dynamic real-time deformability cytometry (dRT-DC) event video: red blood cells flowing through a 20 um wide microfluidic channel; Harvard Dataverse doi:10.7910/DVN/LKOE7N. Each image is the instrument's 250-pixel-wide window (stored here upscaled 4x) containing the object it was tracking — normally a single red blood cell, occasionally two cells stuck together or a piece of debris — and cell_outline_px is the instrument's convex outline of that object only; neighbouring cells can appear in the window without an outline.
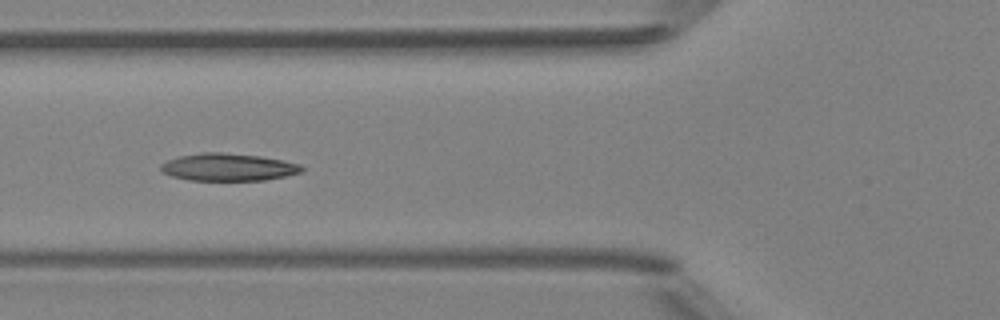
{"species": "Egyptian fruit bat (a non-hibernating species)", "species_latin": "Rousettus aegyptiacus", "temperature_condition": "room temperature", "stored_images_in_passage": 9, "camera_frame_rate_fps": 3000, "um_per_image_px": 0.085, "animal": {"sex": "female"}, "frame": {"image": 1, "passage_image": 6, "time_ms": 5.667, "image_size_px": [1000, 320], "cell_outline_px": [[304, 168], [300, 172], [284, 176], [264, 180], [188, 180], [172, 176], [164, 172], [160, 168], [160, 164], [168, 160], [180, 156], [200, 152], [220, 152], [260, 156], [284, 160], [300, 164]], "centroid_in_image_um": [19.39, 14.2], "position_along_channel_um": 106.4, "area_um2": 22.43}}
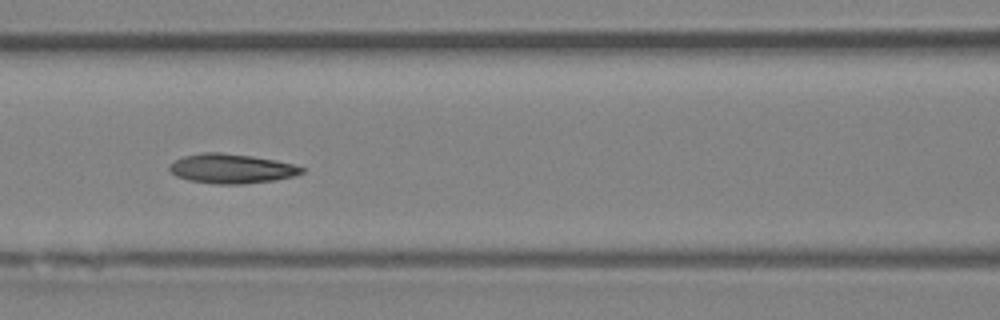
{"frame": {"image": 2, "passage_image": 7, "time_ms": 6.667, "image_size_px": [1000, 320], "cell_outline_px": [[304, 172], [296, 176], [272, 180], [244, 184], [216, 184], [188, 180], [176, 176], [168, 168], [168, 164], [184, 156], [204, 152], [220, 152], [252, 156], [276, 160], [292, 164], [304, 168]], "centroid_in_image_um": [19.67, 14.33], "position_along_channel_um": 146.9, "area_um2": 22.72}}
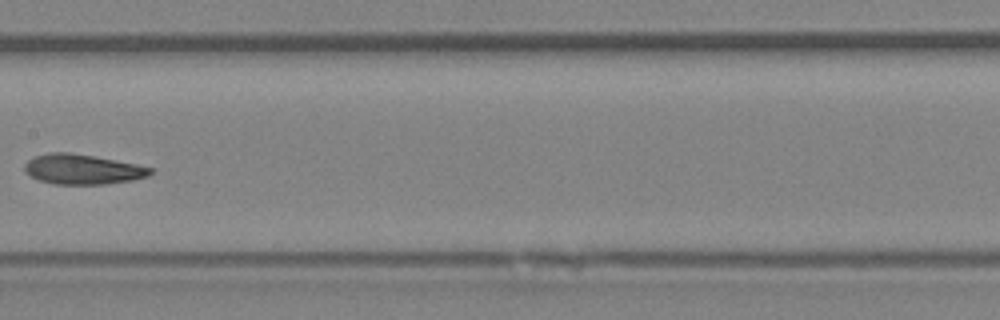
{"frame": {"image": 3, "passage_image": 8, "time_ms": 8.0, "image_size_px": [1000, 320], "cell_outline_px": [[156, 168], [148, 176], [132, 180], [104, 184], [52, 184], [40, 180], [24, 172], [24, 164], [28, 160], [36, 156], [48, 152], [68, 152], [92, 156], [136, 164]], "centroid_in_image_um": [7.01, 14.39], "position_along_channel_um": 200.4, "area_um2": 21.91}}